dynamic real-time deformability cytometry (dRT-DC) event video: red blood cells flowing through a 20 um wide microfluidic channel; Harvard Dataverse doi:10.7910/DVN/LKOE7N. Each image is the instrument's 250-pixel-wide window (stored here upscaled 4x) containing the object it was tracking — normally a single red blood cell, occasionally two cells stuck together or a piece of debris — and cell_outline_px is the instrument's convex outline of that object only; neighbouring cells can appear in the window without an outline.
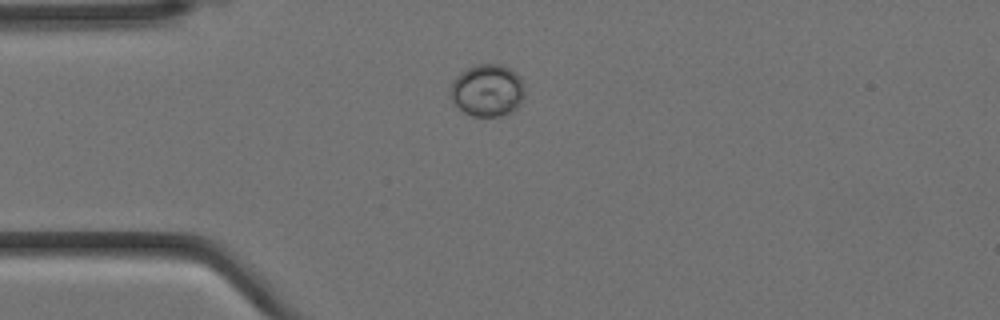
{"species": "Egyptian fruit bat (a non-hibernating species)", "species_latin": "Rousettus aegyptiacus", "temperature_condition": "cold", "stored_images_in_passage": 12, "camera_frame_rate_fps": 3000, "um_per_image_px": 0.085, "animal": {"sex": "female"}, "frame": {"image": 1, "passage_image": 1, "time_ms": 0.0, "image_size_px": [1000, 320], "cell_outline_px": [[524, 96], [520, 104], [512, 112], [500, 116], [472, 116], [464, 112], [452, 100], [452, 84], [456, 76], [460, 72], [476, 64], [500, 64], [512, 68], [524, 84]], "centroid_in_image_um": [41.46, 7.67], "position_along_channel_um": 43.5, "area_um2": 22.54}}
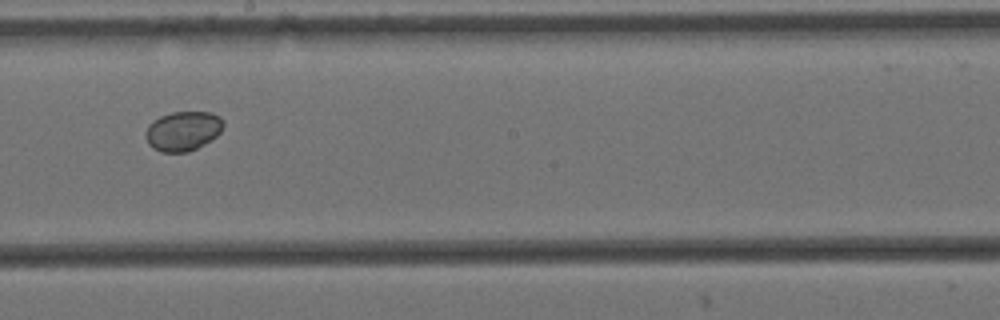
{"frame": {"image": 2, "passage_image": 6, "time_ms": 1.667, "image_size_px": [1000, 320], "cell_outline_px": [[224, 124], [220, 132], [216, 136], [204, 144], [188, 152], [160, 152], [152, 148], [148, 144], [144, 136], [144, 132], [148, 124], [152, 120], [160, 116], [172, 112], [212, 112], [220, 116], [224, 120]], "centroid_in_image_um": [15.52, 11.13], "position_along_channel_um": 232.7, "area_um2": 18.21}}
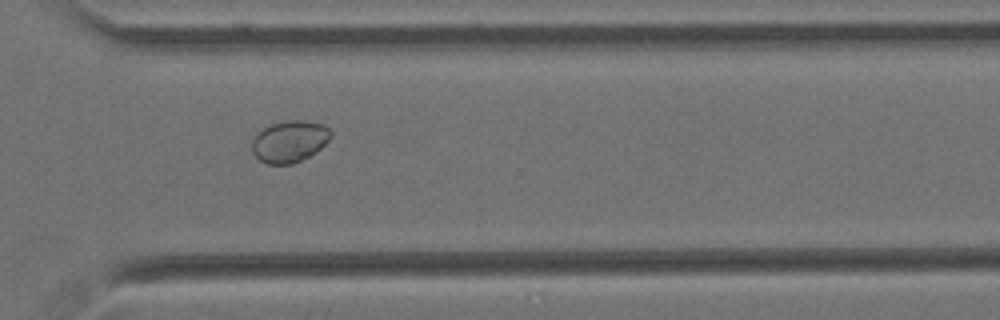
{"frame": {"image": 3, "passage_image": 9, "time_ms": 2.667, "image_size_px": [1000, 320], "cell_outline_px": [[332, 136], [320, 148], [308, 156], [292, 164], [268, 164], [260, 160], [252, 152], [252, 140], [256, 132], [272, 124], [288, 120], [304, 120], [324, 124], [332, 132]], "centroid_in_image_um": [24.6, 12.0], "position_along_channel_um": 346.0, "area_um2": 19.07}}